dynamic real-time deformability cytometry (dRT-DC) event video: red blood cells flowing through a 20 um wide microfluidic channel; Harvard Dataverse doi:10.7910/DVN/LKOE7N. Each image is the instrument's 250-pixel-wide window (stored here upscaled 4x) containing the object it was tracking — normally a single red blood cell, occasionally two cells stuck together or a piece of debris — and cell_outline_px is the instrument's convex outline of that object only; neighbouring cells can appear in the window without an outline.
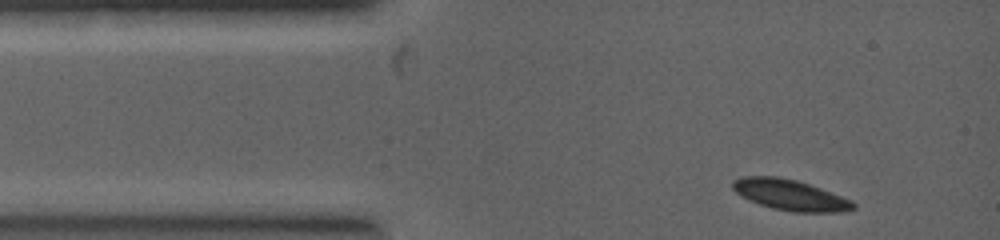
{"species": "common noctule bat (a hibernating species)", "species_latin": "Nyctalus noctula", "temperature_condition": "warm", "stored_images_in_passage": 7, "camera_frame_rate_fps": 5000, "um_per_image_px": 0.085, "animal": {"sex": "female", "body_mass_g": 19.0, "forearm_length_mm": 53.3}, "frame": {"image": 1, "passage_image": 1, "time_ms": 0.0, "image_size_px": [1000, 240], "cell_outline_px": [[856, 208], [844, 212], [792, 212], [772, 208], [760, 204], [740, 196], [732, 188], [732, 180], [744, 176], [776, 176], [796, 180], [820, 188], [852, 200], [856, 204]], "centroid_in_image_um": [67.16, 16.57], "position_along_channel_um": 17.8, "area_um2": 21.62}}
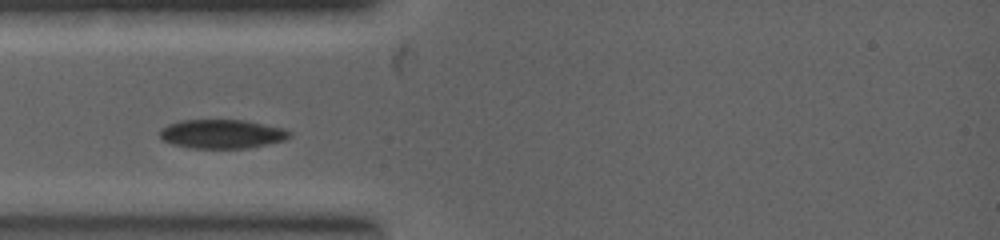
{"frame": {"image": 2, "passage_image": 5, "time_ms": 1.4, "image_size_px": [1000, 240], "cell_outline_px": [[292, 136], [284, 140], [248, 148], [192, 148], [172, 144], [160, 140], [160, 128], [168, 124], [180, 120], [248, 120], [284, 128], [292, 132]], "centroid_in_image_um": [18.86, 11.38], "position_along_channel_um": 66.1, "area_um2": 22.14}}